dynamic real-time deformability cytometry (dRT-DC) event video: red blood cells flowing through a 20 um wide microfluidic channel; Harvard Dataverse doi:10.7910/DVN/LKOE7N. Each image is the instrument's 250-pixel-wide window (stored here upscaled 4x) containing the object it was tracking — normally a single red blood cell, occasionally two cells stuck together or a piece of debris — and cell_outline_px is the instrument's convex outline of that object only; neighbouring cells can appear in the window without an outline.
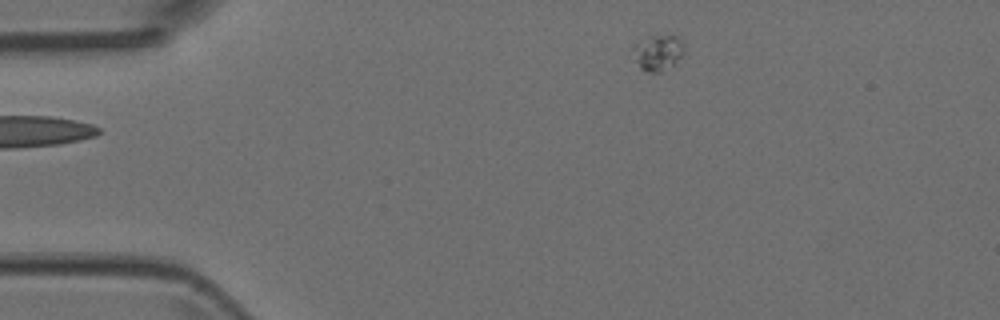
{"species": "Egyptian fruit bat (a non-hibernating species)", "species_latin": "Rousettus aegyptiacus", "temperature_condition": "room temperature", "stored_images_in_passage": 2, "segment_of_instrument_passage": [2, 2], "camera_frame_rate_fps": 3000, "um_per_image_px": 0.085, "animal": {"sex": "female"}, "frame": {"image": 1, "passage_image": 2, "time_ms": 0.333, "image_size_px": [1000, 320], "cell_outline_px": [[684, 44], [680, 56], [672, 64], [660, 72], [644, 72], [640, 68], [636, 60], [632, 48], [632, 44], [648, 36], [676, 36]], "centroid_in_image_um": [55.85, 4.46], "position_along_channel_um": 29.1, "area_um2": 10.35}}